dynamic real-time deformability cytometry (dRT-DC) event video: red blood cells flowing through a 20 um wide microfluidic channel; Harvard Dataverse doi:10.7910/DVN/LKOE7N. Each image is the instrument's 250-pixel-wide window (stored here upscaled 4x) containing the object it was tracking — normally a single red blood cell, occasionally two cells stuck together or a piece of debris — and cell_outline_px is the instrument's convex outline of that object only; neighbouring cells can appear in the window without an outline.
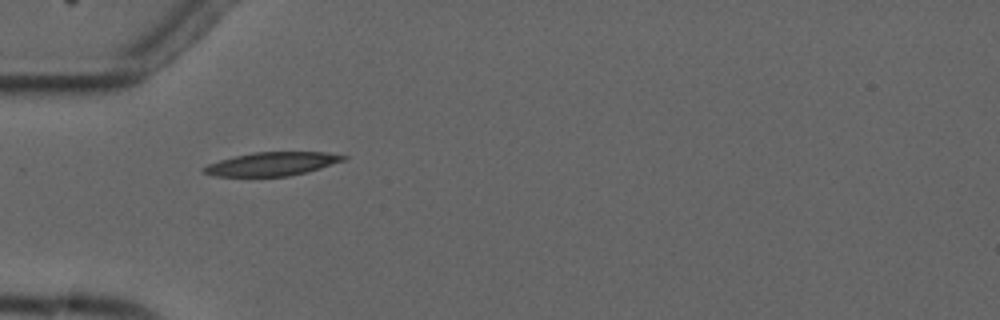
{"species": "common noctule bat (a hibernating species)", "species_latin": "Nyctalus noctula", "temperature_condition": "cold", "stored_images_in_passage": 7, "camera_frame_rate_fps": 3000, "um_per_image_px": 0.085, "animal": {"sex": "male", "forearm_length_mm": 52.5}, "frame": {"image": 1, "passage_image": 1, "time_ms": 0.0, "image_size_px": [1000, 320], "cell_outline_px": [[348, 156], [344, 160], [320, 168], [288, 176], [212, 176], [200, 172], [200, 168], [208, 164], [220, 160], [252, 152], [324, 152]], "centroid_in_image_um": [23.04, 13.93], "position_along_channel_um": 62.0, "area_um2": 19.02}}
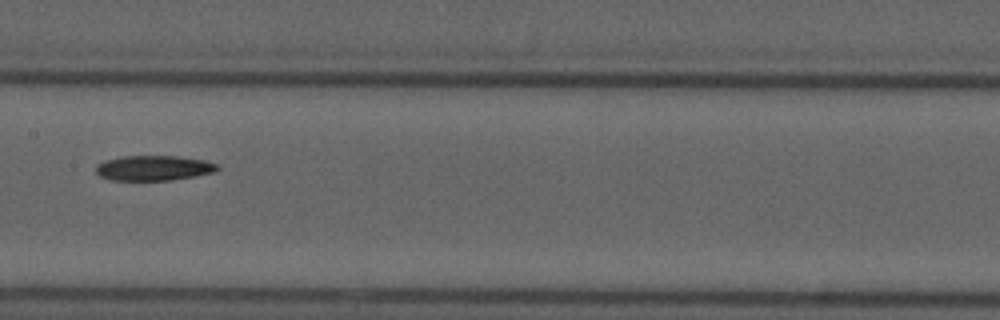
{"frame": {"image": 2, "passage_image": 4, "time_ms": 3.667, "image_size_px": [1000, 320], "cell_outline_px": [[220, 168], [216, 172], [168, 180], [108, 180], [100, 176], [96, 172], [96, 164], [104, 160], [120, 156], [176, 156], [204, 160], [216, 164]], "centroid_in_image_um": [13.01, 14.27], "position_along_channel_um": 194.4, "area_um2": 17.74}}
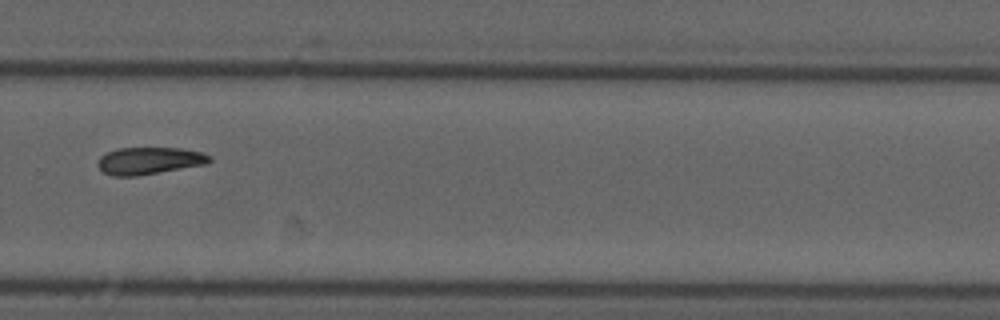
{"frame": {"image": 3, "passage_image": 7, "time_ms": 7.0, "image_size_px": [1000, 320], "cell_outline_px": [[212, 160], [204, 164], [136, 176], [112, 176], [104, 172], [96, 164], [100, 156], [108, 152], [120, 148], [180, 148], [200, 152], [208, 156]], "centroid_in_image_um": [12.63, 13.66], "position_along_channel_um": 317.2, "area_um2": 17.34}}